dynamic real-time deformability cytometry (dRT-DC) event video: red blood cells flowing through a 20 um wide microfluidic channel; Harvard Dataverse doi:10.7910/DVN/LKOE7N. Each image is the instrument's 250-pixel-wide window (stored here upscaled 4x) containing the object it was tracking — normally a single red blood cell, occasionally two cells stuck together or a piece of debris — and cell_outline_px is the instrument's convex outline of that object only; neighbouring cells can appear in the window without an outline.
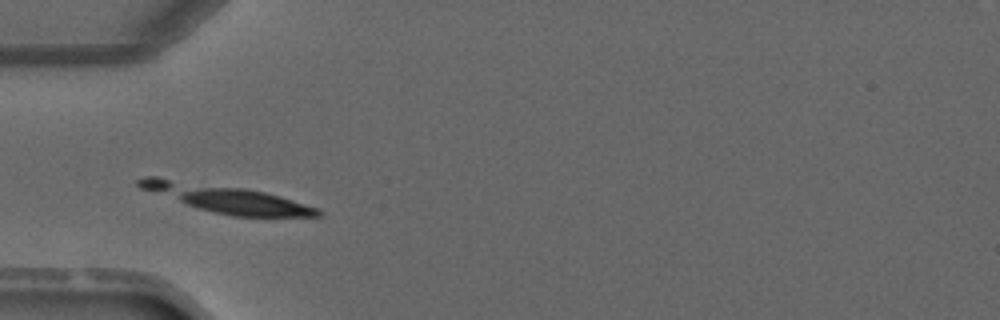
{"species": "common noctule bat (a hibernating species)", "species_latin": "Nyctalus noctula", "temperature_condition": "warm", "stored_images_in_passage": 5, "camera_frame_rate_fps": 3000, "um_per_image_px": 0.085, "animal": {"sex": "male", "forearm_length_mm": 52.5}, "frame": {"image": 1, "passage_image": 4, "time_ms": 4.333, "image_size_px": [1000, 320], "cell_outline_px": [[324, 212], [320, 216], [232, 216], [200, 208], [140, 188], [136, 184], [136, 180], [148, 176], [156, 176], [244, 188], [264, 192], [280, 196], [316, 208]], "centroid_in_image_um": [19.23, 16.86], "position_along_channel_um": 65.8, "area_um2": 27.86}}